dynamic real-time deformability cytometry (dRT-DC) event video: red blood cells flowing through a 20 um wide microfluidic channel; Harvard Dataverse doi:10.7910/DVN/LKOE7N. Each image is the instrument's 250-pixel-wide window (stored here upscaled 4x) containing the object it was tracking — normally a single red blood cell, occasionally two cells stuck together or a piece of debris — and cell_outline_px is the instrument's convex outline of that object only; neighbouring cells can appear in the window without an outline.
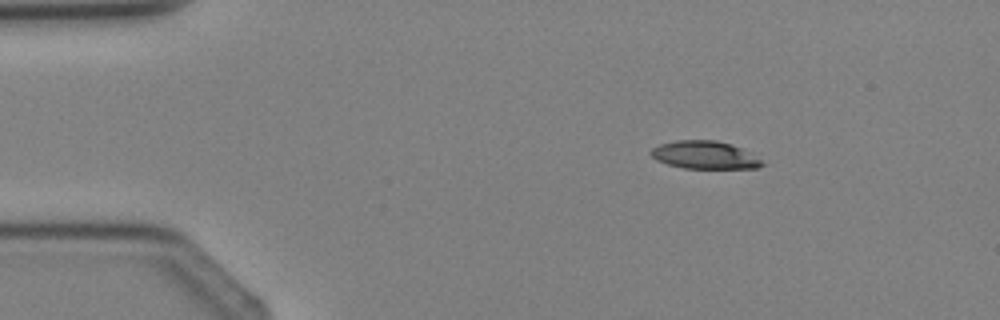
{"species": "Egyptian fruit bat (a non-hibernating species)", "species_latin": "Rousettus aegyptiacus", "temperature_condition": "cold", "stored_images_in_passage": 3, "camera_frame_rate_fps": 3000, "um_per_image_px": 0.085, "animal": {"sex": "female"}, "frame": {"image": 1, "passage_image": 2, "time_ms": 1.0, "image_size_px": [1000, 320], "cell_outline_px": [[764, 164], [756, 168], [684, 168], [668, 164], [656, 160], [648, 152], [652, 148], [660, 144], [676, 140], [716, 140], [732, 144], [740, 148], [760, 160]], "centroid_in_image_um": [59.83, 13.17], "position_along_channel_um": 25.2, "area_um2": 17.8}}